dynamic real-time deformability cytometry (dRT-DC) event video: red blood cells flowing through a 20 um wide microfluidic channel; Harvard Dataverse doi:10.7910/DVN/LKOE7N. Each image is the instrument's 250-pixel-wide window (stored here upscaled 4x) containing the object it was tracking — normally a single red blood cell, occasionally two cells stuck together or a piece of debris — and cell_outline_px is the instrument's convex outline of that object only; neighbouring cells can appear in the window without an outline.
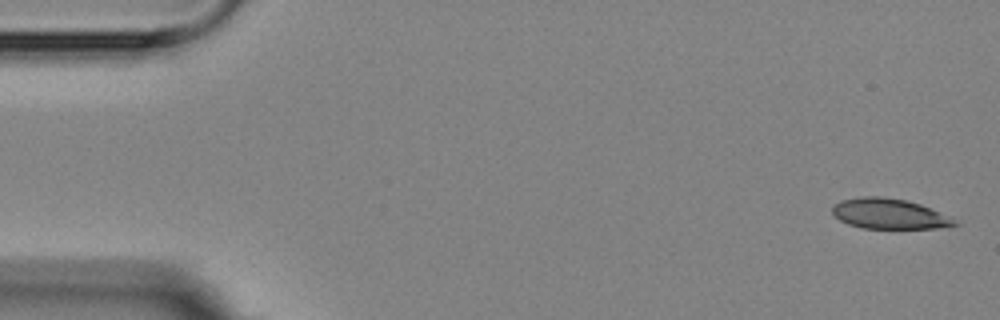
{"species": "Egyptian fruit bat (a non-hibernating species)", "species_latin": "Rousettus aegyptiacus", "temperature_condition": "room temperature", "stored_images_in_passage": 4, "camera_frame_rate_fps": 3000, "um_per_image_px": 0.085, "animal": {"sex": "female"}, "frame": {"image": 1, "passage_image": 1, "time_ms": 0.0, "image_size_px": [1000, 320], "cell_outline_px": [[960, 224], [948, 228], [860, 228], [848, 224], [840, 220], [832, 212], [832, 208], [840, 200], [864, 196], [884, 196], [904, 200], [920, 204], [948, 216], [956, 220]], "centroid_in_image_um": [75.6, 18.18], "position_along_channel_um": 9.4, "area_um2": 21.56}}
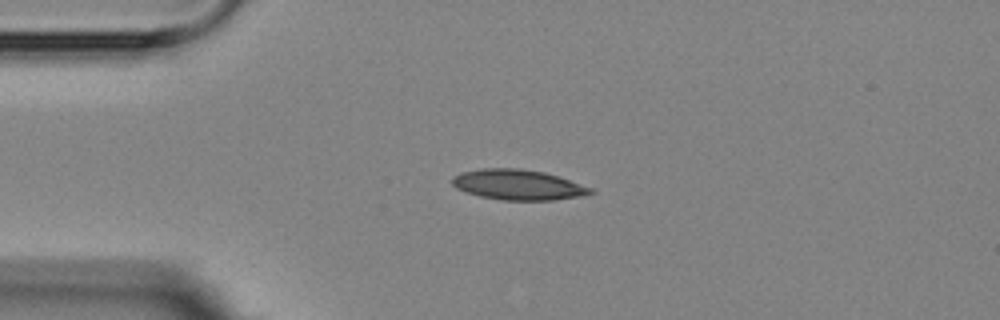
{"frame": {"image": 2, "passage_image": 4, "time_ms": 3.667, "image_size_px": [1000, 320], "cell_outline_px": [[596, 192], [580, 196], [552, 200], [500, 200], [480, 196], [456, 188], [452, 184], [452, 176], [460, 172], [480, 168], [520, 168], [544, 172], [592, 188]], "centroid_in_image_um": [43.99, 15.7], "position_along_channel_um": 41.0, "area_um2": 24.33}}